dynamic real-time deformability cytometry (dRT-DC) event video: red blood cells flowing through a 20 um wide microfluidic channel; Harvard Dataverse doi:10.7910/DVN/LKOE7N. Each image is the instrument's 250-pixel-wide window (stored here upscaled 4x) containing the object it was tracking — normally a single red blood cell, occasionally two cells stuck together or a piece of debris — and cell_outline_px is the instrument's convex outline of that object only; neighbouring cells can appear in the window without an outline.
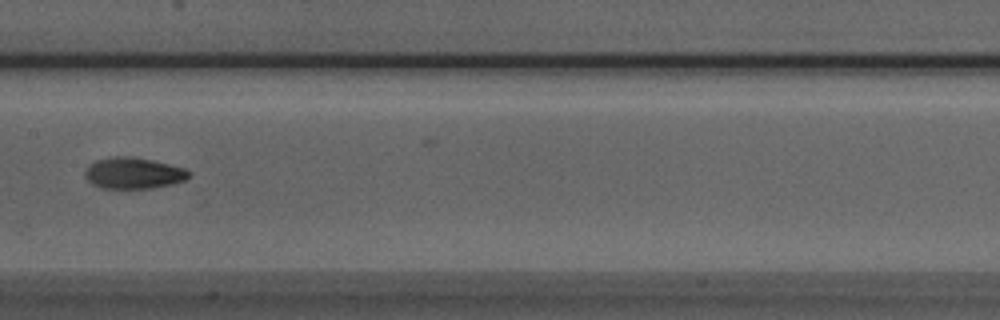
{"species": "Egyptian fruit bat (a non-hibernating species)", "species_latin": "Rousettus aegyptiacus", "temperature_condition": "room temperature", "stored_images_in_passage": 6, "camera_frame_rate_fps": 3000, "um_per_image_px": 0.085, "animal": {"sex": "male"}, "frame": {"image": 1, "passage_image": 5, "time_ms": 1.333, "image_size_px": [1000, 320], "cell_outline_px": [[192, 176], [184, 180], [172, 184], [152, 188], [100, 188], [92, 184], [84, 176], [84, 172], [88, 164], [96, 160], [116, 156], [132, 156], [152, 160], [184, 168], [192, 172]], "centroid_in_image_um": [11.34, 14.71], "position_along_channel_um": 196.1, "area_um2": 19.07}}
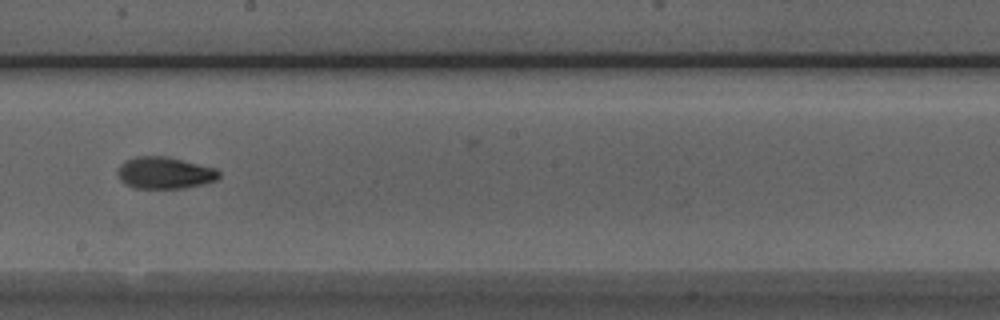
{"frame": {"image": 2, "passage_image": 6, "time_ms": 1.667, "image_size_px": [1000, 320], "cell_outline_px": [[220, 176], [216, 180], [204, 184], [184, 188], [132, 188], [124, 184], [120, 180], [116, 172], [116, 168], [124, 160], [136, 156], [168, 156], [216, 168], [220, 172]], "centroid_in_image_um": [13.96, 14.69], "position_along_channel_um": 234.2, "area_um2": 19.19}}